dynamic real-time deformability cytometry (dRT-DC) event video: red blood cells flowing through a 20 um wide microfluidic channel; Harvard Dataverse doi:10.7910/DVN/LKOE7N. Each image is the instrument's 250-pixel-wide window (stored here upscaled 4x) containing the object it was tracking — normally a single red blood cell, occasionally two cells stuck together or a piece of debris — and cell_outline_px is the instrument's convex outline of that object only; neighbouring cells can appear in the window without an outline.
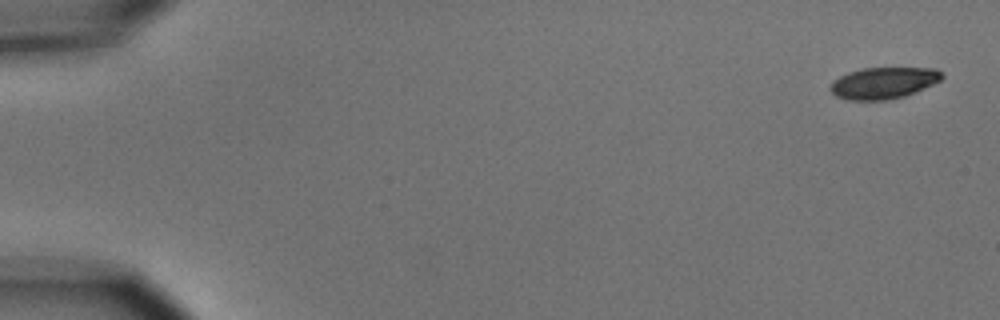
{"species": "common noctule bat (a hibernating species)", "species_latin": "Nyctalus noctula", "temperature_condition": "cold", "stored_images_in_passage": 6, "segment_of_instrument_passage": [1, 2], "camera_frame_rate_fps": 3000, "um_per_image_px": 0.085, "animal": {"sex": "male", "body_mass_g": 15.6}, "frame": {"image": 1, "passage_image": 1, "time_ms": 0.0, "image_size_px": [1000, 320], "cell_outline_px": [[944, 76], [940, 80], [916, 92], [904, 96], [888, 100], [848, 100], [836, 96], [828, 88], [832, 80], [848, 72], [864, 68], [936, 68], [944, 72]], "centroid_in_image_um": [75.09, 7.05], "position_along_channel_um": 9.9, "area_um2": 20.63}}
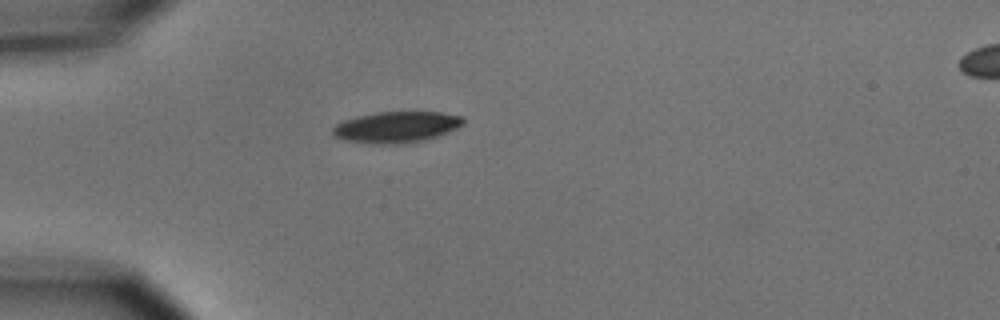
{"frame": {"image": 2, "passage_image": 5, "time_ms": 4.667, "image_size_px": [1000, 320], "cell_outline_px": [[464, 124], [440, 136], [428, 140], [396, 144], [376, 144], [348, 140], [336, 136], [332, 132], [332, 128], [336, 124], [344, 120], [356, 116], [376, 112], [440, 112], [460, 116], [464, 120]], "centroid_in_image_um": [33.72, 10.8], "position_along_channel_um": 51.3, "area_um2": 23.64}}